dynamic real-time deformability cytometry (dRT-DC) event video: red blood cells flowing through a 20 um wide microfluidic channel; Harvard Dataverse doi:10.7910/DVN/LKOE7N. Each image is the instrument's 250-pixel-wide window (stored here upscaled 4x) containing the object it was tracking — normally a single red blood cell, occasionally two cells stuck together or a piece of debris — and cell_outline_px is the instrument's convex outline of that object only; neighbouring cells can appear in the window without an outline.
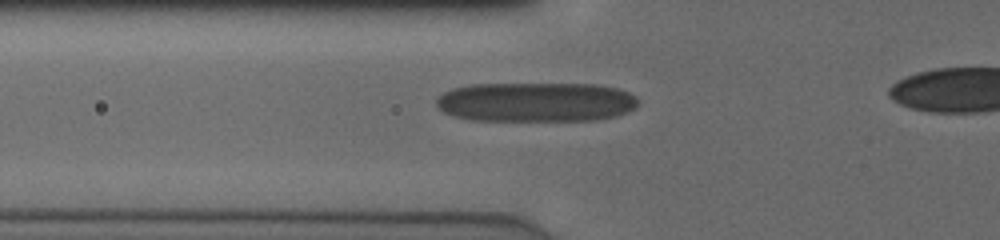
{"species": "human", "species_latin": "Homo sapiens", "temperature_condition": "cold", "stored_images_in_passage": 42, "camera_frame_rate_fps": 3000, "um_per_image_px": 0.085, "donor": {"sex": "male"}, "frame": {"image": 1, "passage_image": 13, "time_ms": 4.0, "image_size_px": [1000, 240], "cell_outline_px": [[636, 104], [628, 112], [616, 116], [596, 120], [472, 120], [456, 116], [444, 112], [436, 104], [436, 100], [444, 92], [452, 88], [472, 84], [596, 84], [616, 88], [628, 92], [636, 96]], "centroid_in_image_um": [45.55, 8.67], "position_along_channel_um": 80.3, "area_um2": 46.36}}
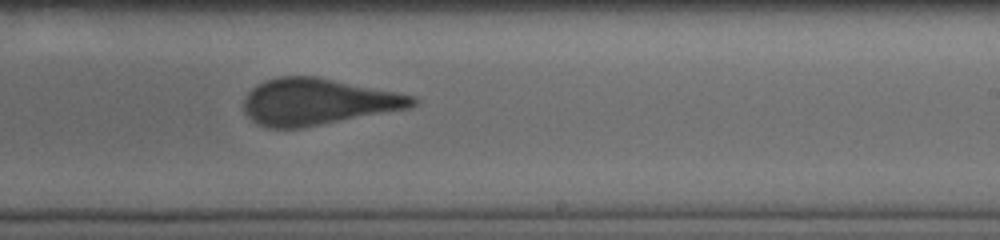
{"frame": {"image": 2, "passage_image": 27, "time_ms": 8.667, "image_size_px": [1000, 240], "cell_outline_px": [[420, 100], [416, 104], [408, 108], [304, 128], [272, 128], [260, 124], [252, 120], [244, 112], [244, 100], [248, 92], [256, 84], [264, 80], [280, 76], [316, 76], [416, 96]], "centroid_in_image_um": [27.0, 8.64], "position_along_channel_um": 262.0, "area_um2": 45.66}}
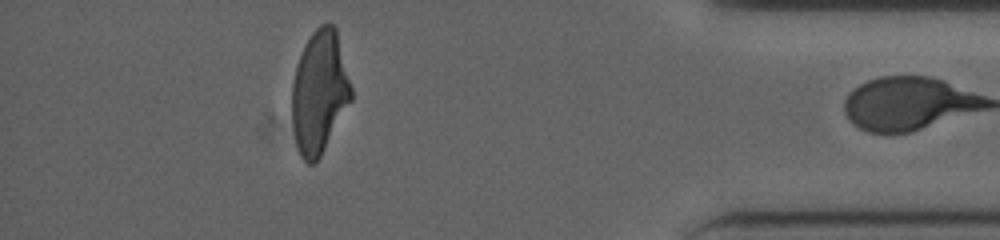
{"frame": {"image": 3, "passage_image": 41, "time_ms": 13.333, "image_size_px": [1000, 240], "cell_outline_px": [[352, 100], [316, 164], [308, 164], [300, 156], [296, 144], [292, 124], [292, 84], [296, 68], [304, 44], [312, 32], [320, 24], [332, 24], [336, 28], [352, 88]], "centroid_in_image_um": [27.15, 7.85], "position_along_channel_um": 408.1, "area_um2": 42.48}}